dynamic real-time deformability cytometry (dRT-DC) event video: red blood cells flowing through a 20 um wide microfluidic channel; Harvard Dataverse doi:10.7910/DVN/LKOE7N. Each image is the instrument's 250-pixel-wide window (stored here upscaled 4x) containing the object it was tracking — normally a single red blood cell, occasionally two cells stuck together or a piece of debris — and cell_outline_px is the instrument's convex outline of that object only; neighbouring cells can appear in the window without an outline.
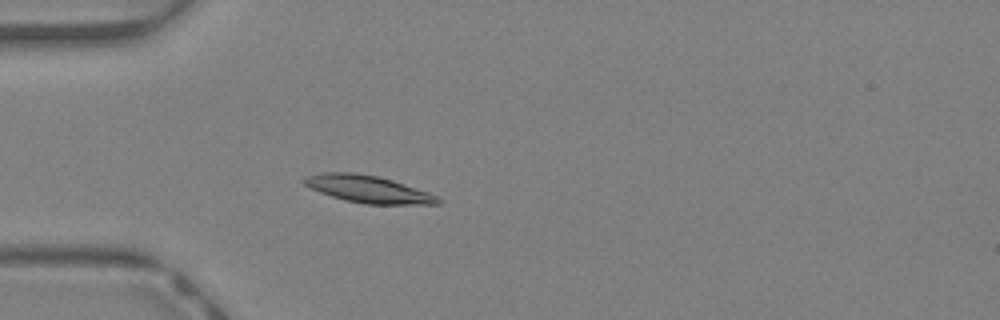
{"species": "Egyptian fruit bat (a non-hibernating species)", "species_latin": "Rousettus aegyptiacus", "temperature_condition": "warm", "stored_images_in_passage": 44, "camera_frame_rate_fps": 3000, "um_per_image_px": 0.085, "animal": {"sex": "female"}, "frame": {"image": 1, "passage_image": 13, "time_ms": 4.0, "image_size_px": [1000, 320], "cell_outline_px": [[444, 200], [440, 204], [364, 204], [344, 200], [320, 192], [304, 184], [300, 180], [304, 176], [324, 172], [352, 172], [376, 176], [392, 180], [440, 196]], "centroid_in_image_um": [31.3, 16.08], "position_along_channel_um": 53.7, "area_um2": 21.27}}
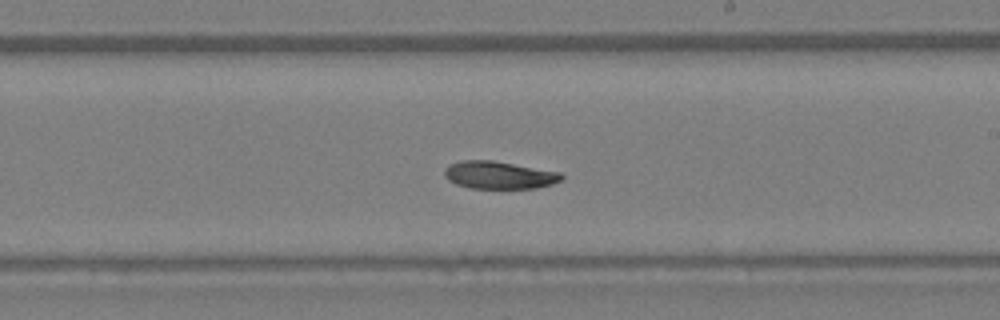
{"frame": {"image": 2, "passage_image": 26, "time_ms": 8.333, "image_size_px": [1000, 320], "cell_outline_px": [[564, 180], [552, 184], [536, 188], [468, 188], [456, 184], [448, 180], [444, 176], [444, 168], [448, 164], [460, 160], [492, 160], [560, 172], [564, 176]], "centroid_in_image_um": [42.4, 14.88], "position_along_channel_um": 246.6, "area_um2": 19.02}}
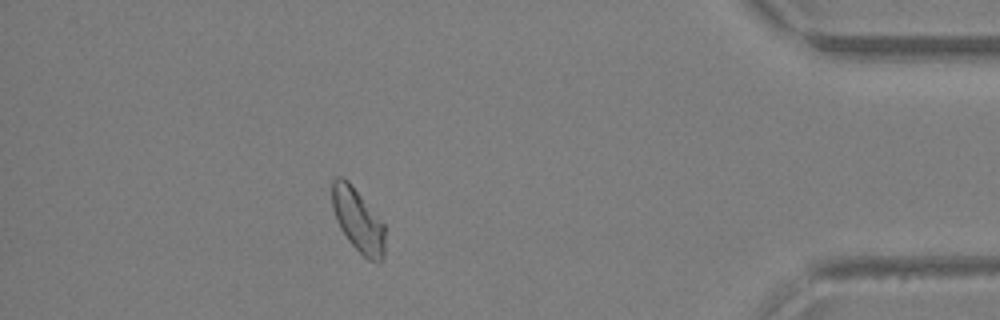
{"frame": {"image": 3, "passage_image": 39, "time_ms": 12.667, "image_size_px": [1000, 320], "cell_outline_px": [[384, 260], [368, 260], [348, 240], [340, 228], [336, 220], [332, 208], [332, 180], [336, 176], [340, 176], [348, 180], [384, 224]], "centroid_in_image_um": [30.4, 18.7], "position_along_channel_um": 404.8, "area_um2": 19.31}, "authors_computed_cell_mechanics": {"area_um2": 19.941, "velocity_mm_per_s": 4.6952, "shape_relaxation_time_tau1_ms": 3.4257, "shape_relaxation_time_tau2_ms": null, "deformation_change_tau1": 0.1352, "deformation_change_tau2": null}}